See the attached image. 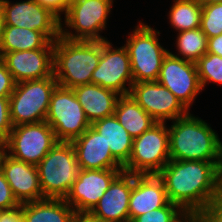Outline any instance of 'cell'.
I'll list each match as a JSON object with an SVG mask.
<instances>
[{
  "label": "cell",
  "instance_id": "39",
  "mask_svg": "<svg viewBox=\"0 0 222 222\" xmlns=\"http://www.w3.org/2000/svg\"><path fill=\"white\" fill-rule=\"evenodd\" d=\"M4 26V9L2 6V2L0 0V35H1V30Z\"/></svg>",
  "mask_w": 222,
  "mask_h": 222
},
{
  "label": "cell",
  "instance_id": "43",
  "mask_svg": "<svg viewBox=\"0 0 222 222\" xmlns=\"http://www.w3.org/2000/svg\"><path fill=\"white\" fill-rule=\"evenodd\" d=\"M3 150H4L3 144L0 142V155H1V153H2Z\"/></svg>",
  "mask_w": 222,
  "mask_h": 222
},
{
  "label": "cell",
  "instance_id": "15",
  "mask_svg": "<svg viewBox=\"0 0 222 222\" xmlns=\"http://www.w3.org/2000/svg\"><path fill=\"white\" fill-rule=\"evenodd\" d=\"M123 169H81L65 201L76 214H88Z\"/></svg>",
  "mask_w": 222,
  "mask_h": 222
},
{
  "label": "cell",
  "instance_id": "3",
  "mask_svg": "<svg viewBox=\"0 0 222 222\" xmlns=\"http://www.w3.org/2000/svg\"><path fill=\"white\" fill-rule=\"evenodd\" d=\"M101 58V41L68 40L54 42L53 75L59 86L73 89L90 84Z\"/></svg>",
  "mask_w": 222,
  "mask_h": 222
},
{
  "label": "cell",
  "instance_id": "5",
  "mask_svg": "<svg viewBox=\"0 0 222 222\" xmlns=\"http://www.w3.org/2000/svg\"><path fill=\"white\" fill-rule=\"evenodd\" d=\"M57 86L54 75L16 83L9 97L12 125L45 121L52 93Z\"/></svg>",
  "mask_w": 222,
  "mask_h": 222
},
{
  "label": "cell",
  "instance_id": "9",
  "mask_svg": "<svg viewBox=\"0 0 222 222\" xmlns=\"http://www.w3.org/2000/svg\"><path fill=\"white\" fill-rule=\"evenodd\" d=\"M54 130L57 141L71 142L90 126L73 89L57 86L51 96L45 120Z\"/></svg>",
  "mask_w": 222,
  "mask_h": 222
},
{
  "label": "cell",
  "instance_id": "10",
  "mask_svg": "<svg viewBox=\"0 0 222 222\" xmlns=\"http://www.w3.org/2000/svg\"><path fill=\"white\" fill-rule=\"evenodd\" d=\"M57 142L54 130L41 121L13 126L3 148L11 157L37 165Z\"/></svg>",
  "mask_w": 222,
  "mask_h": 222
},
{
  "label": "cell",
  "instance_id": "42",
  "mask_svg": "<svg viewBox=\"0 0 222 222\" xmlns=\"http://www.w3.org/2000/svg\"><path fill=\"white\" fill-rule=\"evenodd\" d=\"M183 222H192L190 215Z\"/></svg>",
  "mask_w": 222,
  "mask_h": 222
},
{
  "label": "cell",
  "instance_id": "41",
  "mask_svg": "<svg viewBox=\"0 0 222 222\" xmlns=\"http://www.w3.org/2000/svg\"><path fill=\"white\" fill-rule=\"evenodd\" d=\"M217 205L222 209V188H221V191H220V194H219Z\"/></svg>",
  "mask_w": 222,
  "mask_h": 222
},
{
  "label": "cell",
  "instance_id": "8",
  "mask_svg": "<svg viewBox=\"0 0 222 222\" xmlns=\"http://www.w3.org/2000/svg\"><path fill=\"white\" fill-rule=\"evenodd\" d=\"M166 122H157L133 139L132 151L123 170L132 174H158L170 161Z\"/></svg>",
  "mask_w": 222,
  "mask_h": 222
},
{
  "label": "cell",
  "instance_id": "33",
  "mask_svg": "<svg viewBox=\"0 0 222 222\" xmlns=\"http://www.w3.org/2000/svg\"><path fill=\"white\" fill-rule=\"evenodd\" d=\"M20 205L15 199L11 188L0 169V209L9 210Z\"/></svg>",
  "mask_w": 222,
  "mask_h": 222
},
{
  "label": "cell",
  "instance_id": "23",
  "mask_svg": "<svg viewBox=\"0 0 222 222\" xmlns=\"http://www.w3.org/2000/svg\"><path fill=\"white\" fill-rule=\"evenodd\" d=\"M75 210L60 198L23 203L24 222H72Z\"/></svg>",
  "mask_w": 222,
  "mask_h": 222
},
{
  "label": "cell",
  "instance_id": "36",
  "mask_svg": "<svg viewBox=\"0 0 222 222\" xmlns=\"http://www.w3.org/2000/svg\"><path fill=\"white\" fill-rule=\"evenodd\" d=\"M0 222H24L23 204L9 210H2Z\"/></svg>",
  "mask_w": 222,
  "mask_h": 222
},
{
  "label": "cell",
  "instance_id": "18",
  "mask_svg": "<svg viewBox=\"0 0 222 222\" xmlns=\"http://www.w3.org/2000/svg\"><path fill=\"white\" fill-rule=\"evenodd\" d=\"M133 174L122 171L88 213L99 222H129V200Z\"/></svg>",
  "mask_w": 222,
  "mask_h": 222
},
{
  "label": "cell",
  "instance_id": "34",
  "mask_svg": "<svg viewBox=\"0 0 222 222\" xmlns=\"http://www.w3.org/2000/svg\"><path fill=\"white\" fill-rule=\"evenodd\" d=\"M15 85L16 82L14 81L12 74L0 59V97H10L14 91Z\"/></svg>",
  "mask_w": 222,
  "mask_h": 222
},
{
  "label": "cell",
  "instance_id": "37",
  "mask_svg": "<svg viewBox=\"0 0 222 222\" xmlns=\"http://www.w3.org/2000/svg\"><path fill=\"white\" fill-rule=\"evenodd\" d=\"M207 53H213L222 57V34L208 38Z\"/></svg>",
  "mask_w": 222,
  "mask_h": 222
},
{
  "label": "cell",
  "instance_id": "28",
  "mask_svg": "<svg viewBox=\"0 0 222 222\" xmlns=\"http://www.w3.org/2000/svg\"><path fill=\"white\" fill-rule=\"evenodd\" d=\"M195 64L202 89L209 82L222 85V57L206 53Z\"/></svg>",
  "mask_w": 222,
  "mask_h": 222
},
{
  "label": "cell",
  "instance_id": "1",
  "mask_svg": "<svg viewBox=\"0 0 222 222\" xmlns=\"http://www.w3.org/2000/svg\"><path fill=\"white\" fill-rule=\"evenodd\" d=\"M158 175L169 201L188 215L217 205L222 188V161L170 160Z\"/></svg>",
  "mask_w": 222,
  "mask_h": 222
},
{
  "label": "cell",
  "instance_id": "6",
  "mask_svg": "<svg viewBox=\"0 0 222 222\" xmlns=\"http://www.w3.org/2000/svg\"><path fill=\"white\" fill-rule=\"evenodd\" d=\"M160 32L139 22L126 40L134 83L157 81L164 57L169 50L158 42Z\"/></svg>",
  "mask_w": 222,
  "mask_h": 222
},
{
  "label": "cell",
  "instance_id": "13",
  "mask_svg": "<svg viewBox=\"0 0 222 222\" xmlns=\"http://www.w3.org/2000/svg\"><path fill=\"white\" fill-rule=\"evenodd\" d=\"M4 9V26H16L42 32L50 41L60 37L61 20L36 0L11 3L1 0Z\"/></svg>",
  "mask_w": 222,
  "mask_h": 222
},
{
  "label": "cell",
  "instance_id": "32",
  "mask_svg": "<svg viewBox=\"0 0 222 222\" xmlns=\"http://www.w3.org/2000/svg\"><path fill=\"white\" fill-rule=\"evenodd\" d=\"M192 222H222V209L218 205H213L193 212Z\"/></svg>",
  "mask_w": 222,
  "mask_h": 222
},
{
  "label": "cell",
  "instance_id": "22",
  "mask_svg": "<svg viewBox=\"0 0 222 222\" xmlns=\"http://www.w3.org/2000/svg\"><path fill=\"white\" fill-rule=\"evenodd\" d=\"M91 127L102 135L112 156L124 167L131 155L133 138L115 115L97 120L91 124Z\"/></svg>",
  "mask_w": 222,
  "mask_h": 222
},
{
  "label": "cell",
  "instance_id": "21",
  "mask_svg": "<svg viewBox=\"0 0 222 222\" xmlns=\"http://www.w3.org/2000/svg\"><path fill=\"white\" fill-rule=\"evenodd\" d=\"M73 91L90 124L114 115L117 101L121 96L113 90L93 83L77 86Z\"/></svg>",
  "mask_w": 222,
  "mask_h": 222
},
{
  "label": "cell",
  "instance_id": "12",
  "mask_svg": "<svg viewBox=\"0 0 222 222\" xmlns=\"http://www.w3.org/2000/svg\"><path fill=\"white\" fill-rule=\"evenodd\" d=\"M157 81L170 90L188 111L197 94L203 90L196 64L170 51L163 59Z\"/></svg>",
  "mask_w": 222,
  "mask_h": 222
},
{
  "label": "cell",
  "instance_id": "7",
  "mask_svg": "<svg viewBox=\"0 0 222 222\" xmlns=\"http://www.w3.org/2000/svg\"><path fill=\"white\" fill-rule=\"evenodd\" d=\"M113 0H72L65 14V29L61 22L60 36L68 40L106 41L99 31L105 29Z\"/></svg>",
  "mask_w": 222,
  "mask_h": 222
},
{
  "label": "cell",
  "instance_id": "40",
  "mask_svg": "<svg viewBox=\"0 0 222 222\" xmlns=\"http://www.w3.org/2000/svg\"><path fill=\"white\" fill-rule=\"evenodd\" d=\"M202 5L222 3V0H198Z\"/></svg>",
  "mask_w": 222,
  "mask_h": 222
},
{
  "label": "cell",
  "instance_id": "27",
  "mask_svg": "<svg viewBox=\"0 0 222 222\" xmlns=\"http://www.w3.org/2000/svg\"><path fill=\"white\" fill-rule=\"evenodd\" d=\"M177 34L176 47L181 59L196 63L207 53L208 38L200 28L181 31Z\"/></svg>",
  "mask_w": 222,
  "mask_h": 222
},
{
  "label": "cell",
  "instance_id": "29",
  "mask_svg": "<svg viewBox=\"0 0 222 222\" xmlns=\"http://www.w3.org/2000/svg\"><path fill=\"white\" fill-rule=\"evenodd\" d=\"M188 216L180 206L169 202L164 207L137 216L132 222H183Z\"/></svg>",
  "mask_w": 222,
  "mask_h": 222
},
{
  "label": "cell",
  "instance_id": "14",
  "mask_svg": "<svg viewBox=\"0 0 222 222\" xmlns=\"http://www.w3.org/2000/svg\"><path fill=\"white\" fill-rule=\"evenodd\" d=\"M130 95L156 122L174 121L189 113L176 96L158 81L133 83Z\"/></svg>",
  "mask_w": 222,
  "mask_h": 222
},
{
  "label": "cell",
  "instance_id": "2",
  "mask_svg": "<svg viewBox=\"0 0 222 222\" xmlns=\"http://www.w3.org/2000/svg\"><path fill=\"white\" fill-rule=\"evenodd\" d=\"M171 123L170 160L222 161V141L204 120L189 112Z\"/></svg>",
  "mask_w": 222,
  "mask_h": 222
},
{
  "label": "cell",
  "instance_id": "24",
  "mask_svg": "<svg viewBox=\"0 0 222 222\" xmlns=\"http://www.w3.org/2000/svg\"><path fill=\"white\" fill-rule=\"evenodd\" d=\"M114 115L133 139L157 123L130 94L119 97Z\"/></svg>",
  "mask_w": 222,
  "mask_h": 222
},
{
  "label": "cell",
  "instance_id": "11",
  "mask_svg": "<svg viewBox=\"0 0 222 222\" xmlns=\"http://www.w3.org/2000/svg\"><path fill=\"white\" fill-rule=\"evenodd\" d=\"M91 83L113 90L119 95L130 94L134 80L125 46L113 48L110 41H101V58L92 73Z\"/></svg>",
  "mask_w": 222,
  "mask_h": 222
},
{
  "label": "cell",
  "instance_id": "26",
  "mask_svg": "<svg viewBox=\"0 0 222 222\" xmlns=\"http://www.w3.org/2000/svg\"><path fill=\"white\" fill-rule=\"evenodd\" d=\"M202 4L198 0H174L169 22L177 32L200 28Z\"/></svg>",
  "mask_w": 222,
  "mask_h": 222
},
{
  "label": "cell",
  "instance_id": "30",
  "mask_svg": "<svg viewBox=\"0 0 222 222\" xmlns=\"http://www.w3.org/2000/svg\"><path fill=\"white\" fill-rule=\"evenodd\" d=\"M200 29L207 38L222 34V3L202 5Z\"/></svg>",
  "mask_w": 222,
  "mask_h": 222
},
{
  "label": "cell",
  "instance_id": "4",
  "mask_svg": "<svg viewBox=\"0 0 222 222\" xmlns=\"http://www.w3.org/2000/svg\"><path fill=\"white\" fill-rule=\"evenodd\" d=\"M36 166L44 198L65 199L81 170L71 142L64 141H58Z\"/></svg>",
  "mask_w": 222,
  "mask_h": 222
},
{
  "label": "cell",
  "instance_id": "35",
  "mask_svg": "<svg viewBox=\"0 0 222 222\" xmlns=\"http://www.w3.org/2000/svg\"><path fill=\"white\" fill-rule=\"evenodd\" d=\"M41 6L50 10L53 14H55L61 22V14H66L70 0H36Z\"/></svg>",
  "mask_w": 222,
  "mask_h": 222
},
{
  "label": "cell",
  "instance_id": "25",
  "mask_svg": "<svg viewBox=\"0 0 222 222\" xmlns=\"http://www.w3.org/2000/svg\"><path fill=\"white\" fill-rule=\"evenodd\" d=\"M50 40L40 31L3 26L0 35V57L4 53L43 48Z\"/></svg>",
  "mask_w": 222,
  "mask_h": 222
},
{
  "label": "cell",
  "instance_id": "19",
  "mask_svg": "<svg viewBox=\"0 0 222 222\" xmlns=\"http://www.w3.org/2000/svg\"><path fill=\"white\" fill-rule=\"evenodd\" d=\"M169 202L164 182L158 174H133L129 222L137 216L164 207Z\"/></svg>",
  "mask_w": 222,
  "mask_h": 222
},
{
  "label": "cell",
  "instance_id": "17",
  "mask_svg": "<svg viewBox=\"0 0 222 222\" xmlns=\"http://www.w3.org/2000/svg\"><path fill=\"white\" fill-rule=\"evenodd\" d=\"M0 169L19 204L44 199L36 165L17 160L3 150Z\"/></svg>",
  "mask_w": 222,
  "mask_h": 222
},
{
  "label": "cell",
  "instance_id": "38",
  "mask_svg": "<svg viewBox=\"0 0 222 222\" xmlns=\"http://www.w3.org/2000/svg\"><path fill=\"white\" fill-rule=\"evenodd\" d=\"M72 222H99L88 214H76Z\"/></svg>",
  "mask_w": 222,
  "mask_h": 222
},
{
  "label": "cell",
  "instance_id": "20",
  "mask_svg": "<svg viewBox=\"0 0 222 222\" xmlns=\"http://www.w3.org/2000/svg\"><path fill=\"white\" fill-rule=\"evenodd\" d=\"M80 169H123L112 156L109 146L91 126L78 138L71 141Z\"/></svg>",
  "mask_w": 222,
  "mask_h": 222
},
{
  "label": "cell",
  "instance_id": "31",
  "mask_svg": "<svg viewBox=\"0 0 222 222\" xmlns=\"http://www.w3.org/2000/svg\"><path fill=\"white\" fill-rule=\"evenodd\" d=\"M13 128L10 119L9 97H0V142L4 145Z\"/></svg>",
  "mask_w": 222,
  "mask_h": 222
},
{
  "label": "cell",
  "instance_id": "16",
  "mask_svg": "<svg viewBox=\"0 0 222 222\" xmlns=\"http://www.w3.org/2000/svg\"><path fill=\"white\" fill-rule=\"evenodd\" d=\"M0 59L16 83L53 76L54 42L43 48L4 53Z\"/></svg>",
  "mask_w": 222,
  "mask_h": 222
}]
</instances>
